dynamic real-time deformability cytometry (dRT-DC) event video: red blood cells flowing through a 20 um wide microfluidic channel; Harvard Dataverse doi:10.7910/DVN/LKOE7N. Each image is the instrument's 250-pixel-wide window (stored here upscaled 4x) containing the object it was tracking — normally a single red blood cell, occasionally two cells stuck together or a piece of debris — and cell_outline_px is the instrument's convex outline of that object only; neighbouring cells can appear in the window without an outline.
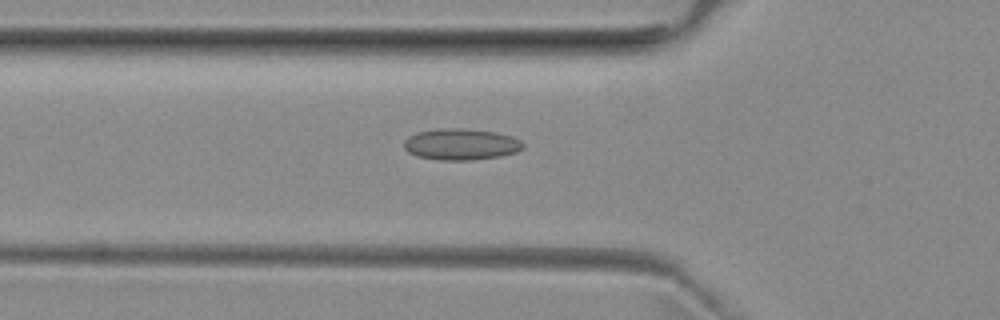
{"species": "common noctule bat (a hibernating species)", "species_latin": "Nyctalus noctula", "temperature_condition": "room temperature", "stored_images_in_passage": 52, "camera_frame_rate_fps": 3000, "um_per_image_px": 0.085, "animal": {"sex": "female", "body_mass_g": 29.2, "forearm_length_mm": 56.3}, "frame": {"image": 1, "passage_image": 18, "time_ms": 5.667, "image_size_px": [1000, 320], "cell_outline_px": [[524, 148], [516, 152], [500, 156], [472, 160], [440, 160], [416, 156], [408, 152], [404, 148], [404, 140], [408, 136], [416, 132], [440, 128], [456, 128], [496, 132], [512, 136], [520, 140], [524, 144]], "centroid_in_image_um": [39.17, 12.26], "position_along_channel_um": 86.6, "area_um2": 21.85}}
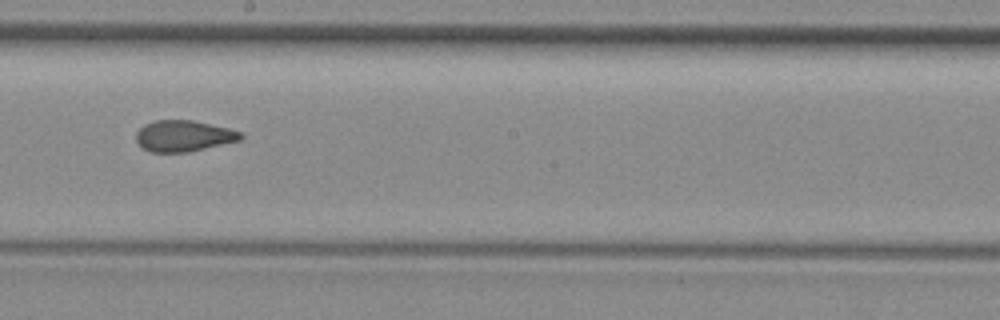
{"frame": {"image": 2, "passage_image": 29, "time_ms": 9.333, "image_size_px": [1000, 320], "cell_outline_px": [[244, 136], [240, 140], [188, 152], [148, 152], [136, 140], [136, 132], [144, 124], [156, 120], [192, 120], [228, 128], [240, 132]], "centroid_in_image_um": [15.59, 11.55], "position_along_channel_um": 232.6, "area_um2": 18.84}}
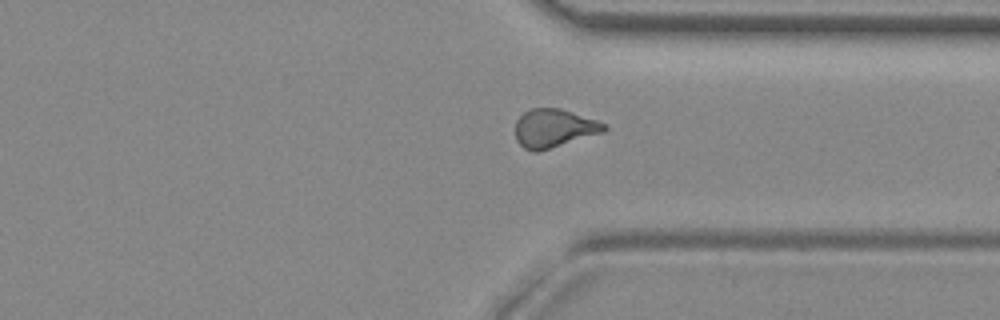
{"frame": {"image": 3, "passage_image": 39, "time_ms": 12.667, "image_size_px": [1000, 320], "cell_outline_px": [[608, 128], [604, 132], [540, 152], [532, 152], [524, 148], [516, 140], [516, 120], [524, 112], [532, 108], [560, 108], [596, 120], [604, 124]], "centroid_in_image_um": [47.07, 10.92], "position_along_channel_um": 364.3, "area_um2": 19.94}, "authors_computed_cell_mechanics": {"area_um2": 19.9699, "velocity_mm_per_s": 3.9706, "shape_relaxation_time_tau1_ms": null, "shape_relaxation_time_tau2_ms": 1.3979, "deformation_change_tau1": null, "deformation_change_tau2": 0.0825}}